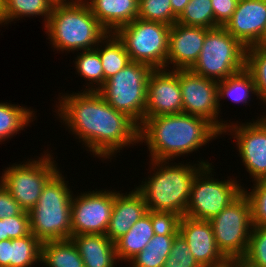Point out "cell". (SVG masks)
<instances>
[{
    "mask_svg": "<svg viewBox=\"0 0 266 267\" xmlns=\"http://www.w3.org/2000/svg\"><path fill=\"white\" fill-rule=\"evenodd\" d=\"M84 267H115L117 258L115 243L103 234L72 235Z\"/></svg>",
    "mask_w": 266,
    "mask_h": 267,
    "instance_id": "cell-20",
    "label": "cell"
},
{
    "mask_svg": "<svg viewBox=\"0 0 266 267\" xmlns=\"http://www.w3.org/2000/svg\"><path fill=\"white\" fill-rule=\"evenodd\" d=\"M31 107L0 102V142L12 138L21 130L23 131L34 120V113Z\"/></svg>",
    "mask_w": 266,
    "mask_h": 267,
    "instance_id": "cell-27",
    "label": "cell"
},
{
    "mask_svg": "<svg viewBox=\"0 0 266 267\" xmlns=\"http://www.w3.org/2000/svg\"><path fill=\"white\" fill-rule=\"evenodd\" d=\"M10 239L6 228V217L0 219V241Z\"/></svg>",
    "mask_w": 266,
    "mask_h": 267,
    "instance_id": "cell-44",
    "label": "cell"
},
{
    "mask_svg": "<svg viewBox=\"0 0 266 267\" xmlns=\"http://www.w3.org/2000/svg\"><path fill=\"white\" fill-rule=\"evenodd\" d=\"M138 18L172 26L178 17L172 11L170 0H138Z\"/></svg>",
    "mask_w": 266,
    "mask_h": 267,
    "instance_id": "cell-33",
    "label": "cell"
},
{
    "mask_svg": "<svg viewBox=\"0 0 266 267\" xmlns=\"http://www.w3.org/2000/svg\"><path fill=\"white\" fill-rule=\"evenodd\" d=\"M246 50L223 26L209 29L199 58L190 70L217 82L224 80L246 68Z\"/></svg>",
    "mask_w": 266,
    "mask_h": 267,
    "instance_id": "cell-7",
    "label": "cell"
},
{
    "mask_svg": "<svg viewBox=\"0 0 266 267\" xmlns=\"http://www.w3.org/2000/svg\"><path fill=\"white\" fill-rule=\"evenodd\" d=\"M55 2V0H4L2 25L11 24L14 19L41 15L45 26Z\"/></svg>",
    "mask_w": 266,
    "mask_h": 267,
    "instance_id": "cell-26",
    "label": "cell"
},
{
    "mask_svg": "<svg viewBox=\"0 0 266 267\" xmlns=\"http://www.w3.org/2000/svg\"><path fill=\"white\" fill-rule=\"evenodd\" d=\"M153 70L148 64L131 61L107 79L97 92L115 110L127 114L140 125L145 118L147 82Z\"/></svg>",
    "mask_w": 266,
    "mask_h": 267,
    "instance_id": "cell-6",
    "label": "cell"
},
{
    "mask_svg": "<svg viewBox=\"0 0 266 267\" xmlns=\"http://www.w3.org/2000/svg\"><path fill=\"white\" fill-rule=\"evenodd\" d=\"M221 135L206 119L183 112L144 118L139 125V144L146 143L150 160L174 161Z\"/></svg>",
    "mask_w": 266,
    "mask_h": 267,
    "instance_id": "cell-2",
    "label": "cell"
},
{
    "mask_svg": "<svg viewBox=\"0 0 266 267\" xmlns=\"http://www.w3.org/2000/svg\"><path fill=\"white\" fill-rule=\"evenodd\" d=\"M171 26L136 18L114 33L123 42L131 61L150 65L153 69H168L167 55Z\"/></svg>",
    "mask_w": 266,
    "mask_h": 267,
    "instance_id": "cell-8",
    "label": "cell"
},
{
    "mask_svg": "<svg viewBox=\"0 0 266 267\" xmlns=\"http://www.w3.org/2000/svg\"><path fill=\"white\" fill-rule=\"evenodd\" d=\"M176 235H156L129 261V267H162L170 255Z\"/></svg>",
    "mask_w": 266,
    "mask_h": 267,
    "instance_id": "cell-28",
    "label": "cell"
},
{
    "mask_svg": "<svg viewBox=\"0 0 266 267\" xmlns=\"http://www.w3.org/2000/svg\"><path fill=\"white\" fill-rule=\"evenodd\" d=\"M228 265L230 267H258L250 263L246 258L239 257V258H232L228 260Z\"/></svg>",
    "mask_w": 266,
    "mask_h": 267,
    "instance_id": "cell-43",
    "label": "cell"
},
{
    "mask_svg": "<svg viewBox=\"0 0 266 267\" xmlns=\"http://www.w3.org/2000/svg\"><path fill=\"white\" fill-rule=\"evenodd\" d=\"M209 222L217 248L227 260L246 255L253 225L250 202L244 192Z\"/></svg>",
    "mask_w": 266,
    "mask_h": 267,
    "instance_id": "cell-10",
    "label": "cell"
},
{
    "mask_svg": "<svg viewBox=\"0 0 266 267\" xmlns=\"http://www.w3.org/2000/svg\"><path fill=\"white\" fill-rule=\"evenodd\" d=\"M178 79L182 94L183 113L206 119L223 134L228 123L218 116L221 112L218 107V82L197 75L190 69H178Z\"/></svg>",
    "mask_w": 266,
    "mask_h": 267,
    "instance_id": "cell-12",
    "label": "cell"
},
{
    "mask_svg": "<svg viewBox=\"0 0 266 267\" xmlns=\"http://www.w3.org/2000/svg\"><path fill=\"white\" fill-rule=\"evenodd\" d=\"M6 228L10 239L22 238L31 233L28 211H22L17 216L6 217Z\"/></svg>",
    "mask_w": 266,
    "mask_h": 267,
    "instance_id": "cell-38",
    "label": "cell"
},
{
    "mask_svg": "<svg viewBox=\"0 0 266 267\" xmlns=\"http://www.w3.org/2000/svg\"><path fill=\"white\" fill-rule=\"evenodd\" d=\"M153 236L151 210H148L145 215L132 225L126 234L114 242L119 262H129L134 256L145 249V246Z\"/></svg>",
    "mask_w": 266,
    "mask_h": 267,
    "instance_id": "cell-22",
    "label": "cell"
},
{
    "mask_svg": "<svg viewBox=\"0 0 266 267\" xmlns=\"http://www.w3.org/2000/svg\"><path fill=\"white\" fill-rule=\"evenodd\" d=\"M223 27L246 48L266 45V0H238Z\"/></svg>",
    "mask_w": 266,
    "mask_h": 267,
    "instance_id": "cell-16",
    "label": "cell"
},
{
    "mask_svg": "<svg viewBox=\"0 0 266 267\" xmlns=\"http://www.w3.org/2000/svg\"><path fill=\"white\" fill-rule=\"evenodd\" d=\"M75 58L74 64L78 75L89 81L81 91L97 92L104 85V71L98 51L83 50L78 52Z\"/></svg>",
    "mask_w": 266,
    "mask_h": 267,
    "instance_id": "cell-29",
    "label": "cell"
},
{
    "mask_svg": "<svg viewBox=\"0 0 266 267\" xmlns=\"http://www.w3.org/2000/svg\"><path fill=\"white\" fill-rule=\"evenodd\" d=\"M162 267H201L190 253L186 240L178 233L172 243L171 252Z\"/></svg>",
    "mask_w": 266,
    "mask_h": 267,
    "instance_id": "cell-35",
    "label": "cell"
},
{
    "mask_svg": "<svg viewBox=\"0 0 266 267\" xmlns=\"http://www.w3.org/2000/svg\"><path fill=\"white\" fill-rule=\"evenodd\" d=\"M83 191L71 201V233L105 235L114 206V190Z\"/></svg>",
    "mask_w": 266,
    "mask_h": 267,
    "instance_id": "cell-13",
    "label": "cell"
},
{
    "mask_svg": "<svg viewBox=\"0 0 266 267\" xmlns=\"http://www.w3.org/2000/svg\"><path fill=\"white\" fill-rule=\"evenodd\" d=\"M179 233L186 240L190 253L201 267H224L228 260L217 248L209 220L182 216Z\"/></svg>",
    "mask_w": 266,
    "mask_h": 267,
    "instance_id": "cell-17",
    "label": "cell"
},
{
    "mask_svg": "<svg viewBox=\"0 0 266 267\" xmlns=\"http://www.w3.org/2000/svg\"><path fill=\"white\" fill-rule=\"evenodd\" d=\"M246 69L252 74L258 99L266 106V45L250 46L246 50ZM263 101V102H262Z\"/></svg>",
    "mask_w": 266,
    "mask_h": 267,
    "instance_id": "cell-31",
    "label": "cell"
},
{
    "mask_svg": "<svg viewBox=\"0 0 266 267\" xmlns=\"http://www.w3.org/2000/svg\"><path fill=\"white\" fill-rule=\"evenodd\" d=\"M59 170L44 186L35 206L28 211L30 231L41 242L71 239L73 191Z\"/></svg>",
    "mask_w": 266,
    "mask_h": 267,
    "instance_id": "cell-5",
    "label": "cell"
},
{
    "mask_svg": "<svg viewBox=\"0 0 266 267\" xmlns=\"http://www.w3.org/2000/svg\"><path fill=\"white\" fill-rule=\"evenodd\" d=\"M208 30L174 23L169 31L167 67L171 70L190 69L199 58Z\"/></svg>",
    "mask_w": 266,
    "mask_h": 267,
    "instance_id": "cell-18",
    "label": "cell"
},
{
    "mask_svg": "<svg viewBox=\"0 0 266 267\" xmlns=\"http://www.w3.org/2000/svg\"><path fill=\"white\" fill-rule=\"evenodd\" d=\"M41 246L42 242L32 233L22 238L10 239V267H32L39 264Z\"/></svg>",
    "mask_w": 266,
    "mask_h": 267,
    "instance_id": "cell-30",
    "label": "cell"
},
{
    "mask_svg": "<svg viewBox=\"0 0 266 267\" xmlns=\"http://www.w3.org/2000/svg\"><path fill=\"white\" fill-rule=\"evenodd\" d=\"M212 170L214 169L211 163L204 166L194 177L185 216L210 220L243 192V186L236 178L218 180L214 178Z\"/></svg>",
    "mask_w": 266,
    "mask_h": 267,
    "instance_id": "cell-11",
    "label": "cell"
},
{
    "mask_svg": "<svg viewBox=\"0 0 266 267\" xmlns=\"http://www.w3.org/2000/svg\"><path fill=\"white\" fill-rule=\"evenodd\" d=\"M251 206L252 225L266 226V178L253 182L251 191L243 187Z\"/></svg>",
    "mask_w": 266,
    "mask_h": 267,
    "instance_id": "cell-34",
    "label": "cell"
},
{
    "mask_svg": "<svg viewBox=\"0 0 266 267\" xmlns=\"http://www.w3.org/2000/svg\"><path fill=\"white\" fill-rule=\"evenodd\" d=\"M0 267H10V239L0 241Z\"/></svg>",
    "mask_w": 266,
    "mask_h": 267,
    "instance_id": "cell-41",
    "label": "cell"
},
{
    "mask_svg": "<svg viewBox=\"0 0 266 267\" xmlns=\"http://www.w3.org/2000/svg\"><path fill=\"white\" fill-rule=\"evenodd\" d=\"M252 94L258 98L256 85L252 74L244 68L243 70L227 77L224 80L218 81L217 97L218 107L220 110L222 98L228 97L234 103L247 104L250 101Z\"/></svg>",
    "mask_w": 266,
    "mask_h": 267,
    "instance_id": "cell-24",
    "label": "cell"
},
{
    "mask_svg": "<svg viewBox=\"0 0 266 267\" xmlns=\"http://www.w3.org/2000/svg\"><path fill=\"white\" fill-rule=\"evenodd\" d=\"M44 28L51 47L62 53L95 49L109 33L84 0L55 2Z\"/></svg>",
    "mask_w": 266,
    "mask_h": 267,
    "instance_id": "cell-4",
    "label": "cell"
},
{
    "mask_svg": "<svg viewBox=\"0 0 266 267\" xmlns=\"http://www.w3.org/2000/svg\"><path fill=\"white\" fill-rule=\"evenodd\" d=\"M3 10H4V0H0V26H2Z\"/></svg>",
    "mask_w": 266,
    "mask_h": 267,
    "instance_id": "cell-45",
    "label": "cell"
},
{
    "mask_svg": "<svg viewBox=\"0 0 266 267\" xmlns=\"http://www.w3.org/2000/svg\"><path fill=\"white\" fill-rule=\"evenodd\" d=\"M84 1L100 24L111 33L138 18V0Z\"/></svg>",
    "mask_w": 266,
    "mask_h": 267,
    "instance_id": "cell-21",
    "label": "cell"
},
{
    "mask_svg": "<svg viewBox=\"0 0 266 267\" xmlns=\"http://www.w3.org/2000/svg\"><path fill=\"white\" fill-rule=\"evenodd\" d=\"M125 193L114 191L113 211L105 233L113 242L126 234L148 211L144 196L136 188Z\"/></svg>",
    "mask_w": 266,
    "mask_h": 267,
    "instance_id": "cell-19",
    "label": "cell"
},
{
    "mask_svg": "<svg viewBox=\"0 0 266 267\" xmlns=\"http://www.w3.org/2000/svg\"><path fill=\"white\" fill-rule=\"evenodd\" d=\"M43 152L23 164L9 165L0 176V183L24 211L35 206L46 183L60 170L51 152L48 149Z\"/></svg>",
    "mask_w": 266,
    "mask_h": 267,
    "instance_id": "cell-9",
    "label": "cell"
},
{
    "mask_svg": "<svg viewBox=\"0 0 266 267\" xmlns=\"http://www.w3.org/2000/svg\"><path fill=\"white\" fill-rule=\"evenodd\" d=\"M244 258L255 266L266 267V226H253Z\"/></svg>",
    "mask_w": 266,
    "mask_h": 267,
    "instance_id": "cell-36",
    "label": "cell"
},
{
    "mask_svg": "<svg viewBox=\"0 0 266 267\" xmlns=\"http://www.w3.org/2000/svg\"><path fill=\"white\" fill-rule=\"evenodd\" d=\"M238 0H211L214 20L218 26H224L236 10Z\"/></svg>",
    "mask_w": 266,
    "mask_h": 267,
    "instance_id": "cell-39",
    "label": "cell"
},
{
    "mask_svg": "<svg viewBox=\"0 0 266 267\" xmlns=\"http://www.w3.org/2000/svg\"><path fill=\"white\" fill-rule=\"evenodd\" d=\"M150 161V176L135 187L144 196L147 209L185 216L193 179L204 166L211 164L205 160L197 161V164Z\"/></svg>",
    "mask_w": 266,
    "mask_h": 267,
    "instance_id": "cell-3",
    "label": "cell"
},
{
    "mask_svg": "<svg viewBox=\"0 0 266 267\" xmlns=\"http://www.w3.org/2000/svg\"><path fill=\"white\" fill-rule=\"evenodd\" d=\"M177 23L208 29L218 27L214 20L211 0H190L184 11L177 18Z\"/></svg>",
    "mask_w": 266,
    "mask_h": 267,
    "instance_id": "cell-32",
    "label": "cell"
},
{
    "mask_svg": "<svg viewBox=\"0 0 266 267\" xmlns=\"http://www.w3.org/2000/svg\"><path fill=\"white\" fill-rule=\"evenodd\" d=\"M173 13L179 17L190 0H170Z\"/></svg>",
    "mask_w": 266,
    "mask_h": 267,
    "instance_id": "cell-42",
    "label": "cell"
},
{
    "mask_svg": "<svg viewBox=\"0 0 266 267\" xmlns=\"http://www.w3.org/2000/svg\"><path fill=\"white\" fill-rule=\"evenodd\" d=\"M95 49L98 51L102 63L104 83L131 62L123 42L113 32H109Z\"/></svg>",
    "mask_w": 266,
    "mask_h": 267,
    "instance_id": "cell-25",
    "label": "cell"
},
{
    "mask_svg": "<svg viewBox=\"0 0 266 267\" xmlns=\"http://www.w3.org/2000/svg\"><path fill=\"white\" fill-rule=\"evenodd\" d=\"M22 211L23 209L19 206L18 202L0 183V219L17 216Z\"/></svg>",
    "mask_w": 266,
    "mask_h": 267,
    "instance_id": "cell-40",
    "label": "cell"
},
{
    "mask_svg": "<svg viewBox=\"0 0 266 267\" xmlns=\"http://www.w3.org/2000/svg\"><path fill=\"white\" fill-rule=\"evenodd\" d=\"M227 122L224 135L230 134L236 143L240 159L252 182L266 178V112L262 117L245 123ZM234 124V125H233Z\"/></svg>",
    "mask_w": 266,
    "mask_h": 267,
    "instance_id": "cell-14",
    "label": "cell"
},
{
    "mask_svg": "<svg viewBox=\"0 0 266 267\" xmlns=\"http://www.w3.org/2000/svg\"><path fill=\"white\" fill-rule=\"evenodd\" d=\"M182 112L178 69H154L147 82L145 118Z\"/></svg>",
    "mask_w": 266,
    "mask_h": 267,
    "instance_id": "cell-15",
    "label": "cell"
},
{
    "mask_svg": "<svg viewBox=\"0 0 266 267\" xmlns=\"http://www.w3.org/2000/svg\"><path fill=\"white\" fill-rule=\"evenodd\" d=\"M57 99L55 115L94 157L111 161L123 147L139 143V125L115 110L98 92L62 93Z\"/></svg>",
    "mask_w": 266,
    "mask_h": 267,
    "instance_id": "cell-1",
    "label": "cell"
},
{
    "mask_svg": "<svg viewBox=\"0 0 266 267\" xmlns=\"http://www.w3.org/2000/svg\"><path fill=\"white\" fill-rule=\"evenodd\" d=\"M181 216L174 212L151 211L153 232L156 235H177Z\"/></svg>",
    "mask_w": 266,
    "mask_h": 267,
    "instance_id": "cell-37",
    "label": "cell"
},
{
    "mask_svg": "<svg viewBox=\"0 0 266 267\" xmlns=\"http://www.w3.org/2000/svg\"><path fill=\"white\" fill-rule=\"evenodd\" d=\"M56 2H61V1H71V0H55Z\"/></svg>",
    "mask_w": 266,
    "mask_h": 267,
    "instance_id": "cell-46",
    "label": "cell"
},
{
    "mask_svg": "<svg viewBox=\"0 0 266 267\" xmlns=\"http://www.w3.org/2000/svg\"><path fill=\"white\" fill-rule=\"evenodd\" d=\"M40 264L44 267H84L72 239L42 242Z\"/></svg>",
    "mask_w": 266,
    "mask_h": 267,
    "instance_id": "cell-23",
    "label": "cell"
}]
</instances>
